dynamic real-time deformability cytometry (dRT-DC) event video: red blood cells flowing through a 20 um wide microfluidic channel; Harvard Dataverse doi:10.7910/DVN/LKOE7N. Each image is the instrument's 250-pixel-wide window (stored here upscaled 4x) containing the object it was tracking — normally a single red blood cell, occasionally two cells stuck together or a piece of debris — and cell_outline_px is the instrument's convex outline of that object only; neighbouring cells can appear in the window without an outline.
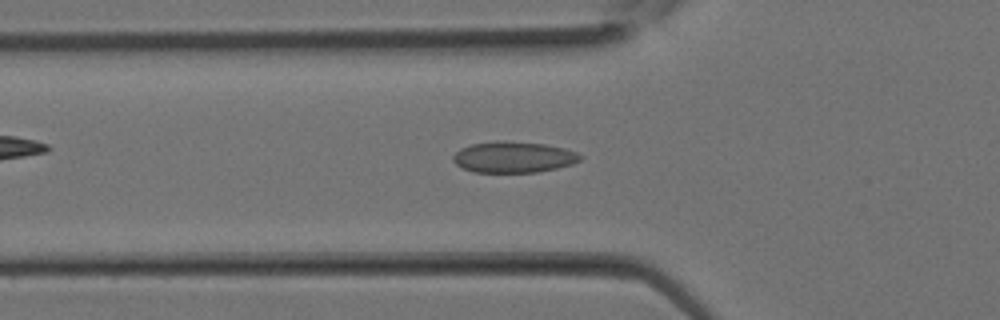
{"species": "Egyptian fruit bat (a non-hibernating species)", "species_latin": "Rousettus aegyptiacus", "temperature_condition": "room temperature", "stored_images_in_passage": 28, "camera_frame_rate_fps": 3000, "um_per_image_px": 0.085, "animal": {"sex": "female"}, "frame": {"image": 1, "passage_image": 9, "time_ms": 2.667, "image_size_px": [1000, 320], "cell_outline_px": [[584, 156], [580, 160], [572, 164], [556, 168], [536, 172], [472, 172], [456, 164], [452, 160], [452, 156], [460, 148], [472, 144], [544, 144], [564, 148], [576, 152]], "centroid_in_image_um": [43.67, 13.41], "position_along_channel_um": 82.1, "area_um2": 21.96}}
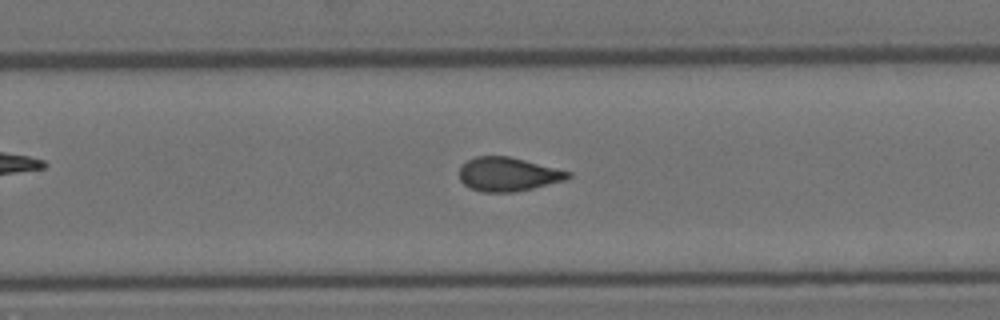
{"frame": {"image": 2, "passage_image": 18, "time_ms": 5.667, "image_size_px": [1000, 320], "cell_outline_px": [[572, 176], [568, 180], [516, 192], [484, 192], [468, 188], [460, 180], [460, 168], [468, 160], [476, 156], [508, 156], [572, 172]], "centroid_in_image_um": [43.21, 14.83], "position_along_channel_um": 286.6, "area_um2": 21.5}}
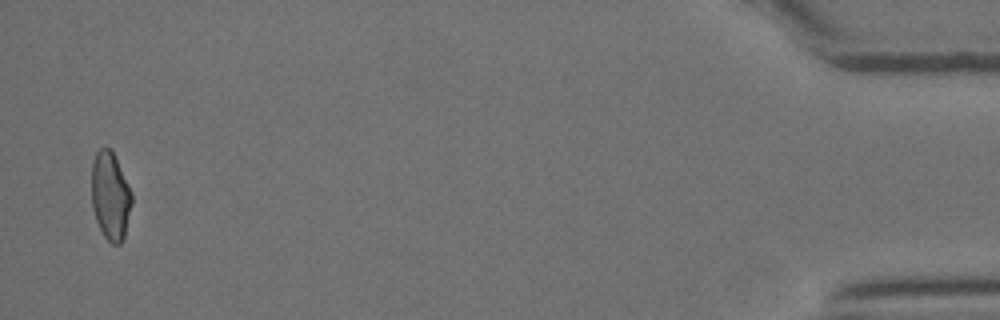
{"frame": {"image": 3, "passage_image": 28, "time_ms": 9.0, "image_size_px": [1000, 320], "cell_outline_px": [[132, 204], [124, 240], [120, 244], [112, 244], [104, 236], [96, 220], [92, 208], [92, 160], [96, 152], [104, 144], [112, 148], [132, 192]], "centroid_in_image_um": [9.39, 16.61], "position_along_channel_um": 425.8, "area_um2": 21.1}}